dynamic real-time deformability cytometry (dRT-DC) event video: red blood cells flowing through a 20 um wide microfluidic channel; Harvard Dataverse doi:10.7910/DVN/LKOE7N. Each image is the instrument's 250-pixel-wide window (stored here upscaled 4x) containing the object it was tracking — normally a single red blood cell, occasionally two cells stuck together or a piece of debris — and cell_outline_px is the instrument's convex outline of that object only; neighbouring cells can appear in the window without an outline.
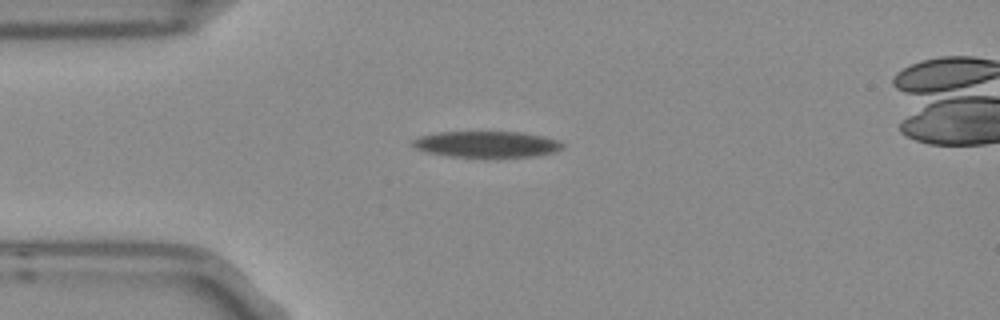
{"species": "Egyptian fruit bat (a non-hibernating species)", "species_latin": "Rousettus aegyptiacus", "temperature_condition": "room temperature", "stored_images_in_passage": 5, "camera_frame_rate_fps": 3000, "um_per_image_px": 0.085, "frame": {"image": 1, "passage_image": 2, "time_ms": 0.333, "image_size_px": [1000, 320], "cell_outline_px": [[564, 148], [552, 152], [532, 156], [448, 156], [428, 152], [416, 148], [412, 144], [412, 140], [420, 136], [436, 132], [520, 132], [544, 136], [556, 140], [564, 144]], "centroid_in_image_um": [41.35, 12.24], "position_along_channel_um": 43.6, "area_um2": 22.43}}
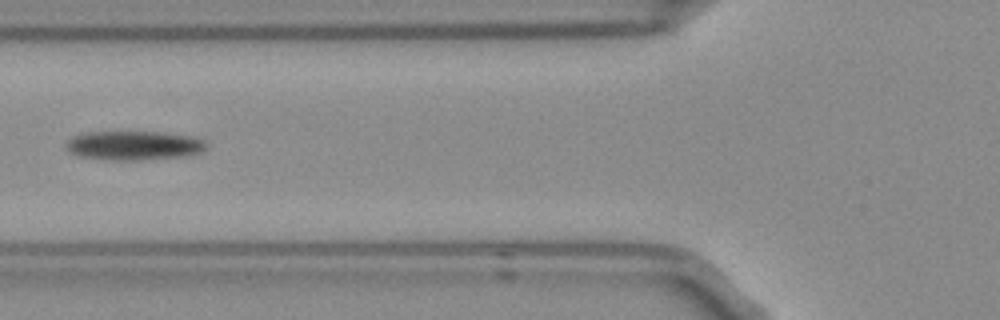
{"frame": {"image": 2, "passage_image": 4, "time_ms": 1.0, "image_size_px": [1000, 320], "cell_outline_px": [[208, 144], [200, 152], [188, 156], [140, 160], [104, 160], [76, 156], [68, 152], [64, 148], [64, 144], [72, 136], [88, 132], [164, 132], [192, 136], [204, 140]], "centroid_in_image_um": [11.33, 12.37], "position_along_channel_um": 114.5, "area_um2": 24.28}}